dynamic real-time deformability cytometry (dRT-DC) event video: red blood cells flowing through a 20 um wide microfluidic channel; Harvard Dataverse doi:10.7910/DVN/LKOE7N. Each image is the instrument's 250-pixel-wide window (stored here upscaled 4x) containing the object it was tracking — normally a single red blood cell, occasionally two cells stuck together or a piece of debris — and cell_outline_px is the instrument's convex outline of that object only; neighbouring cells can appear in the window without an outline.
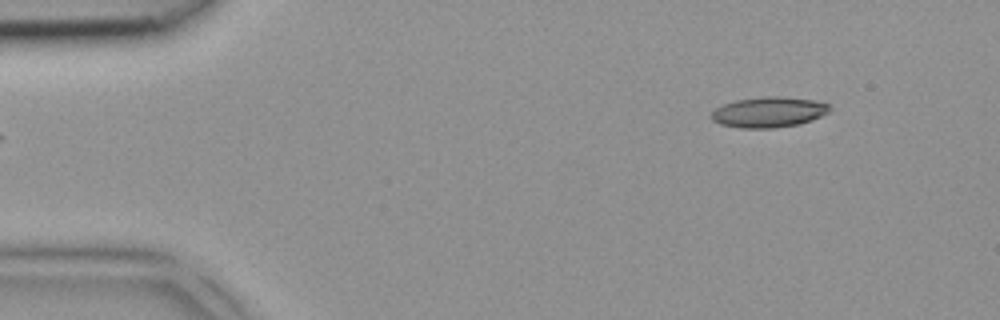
{"species": "common noctule bat (a hibernating species)", "species_latin": "Nyctalus noctula", "temperature_condition": "room temperature", "stored_images_in_passage": 4, "camera_frame_rate_fps": 3000, "um_per_image_px": 0.085, "animal": {"sex": "female", "body_mass_g": 18.4}, "frame": {"image": 1, "passage_image": 4, "time_ms": 1.0, "image_size_px": [1000, 320], "cell_outline_px": [[832, 108], [828, 112], [812, 120], [796, 124], [772, 128], [740, 128], [720, 124], [712, 120], [708, 116], [716, 108], [724, 104], [736, 100], [764, 96], [776, 96], [812, 100], [828, 104]], "centroid_in_image_um": [65.3, 9.53], "position_along_channel_um": 19.7, "area_um2": 20.87}}